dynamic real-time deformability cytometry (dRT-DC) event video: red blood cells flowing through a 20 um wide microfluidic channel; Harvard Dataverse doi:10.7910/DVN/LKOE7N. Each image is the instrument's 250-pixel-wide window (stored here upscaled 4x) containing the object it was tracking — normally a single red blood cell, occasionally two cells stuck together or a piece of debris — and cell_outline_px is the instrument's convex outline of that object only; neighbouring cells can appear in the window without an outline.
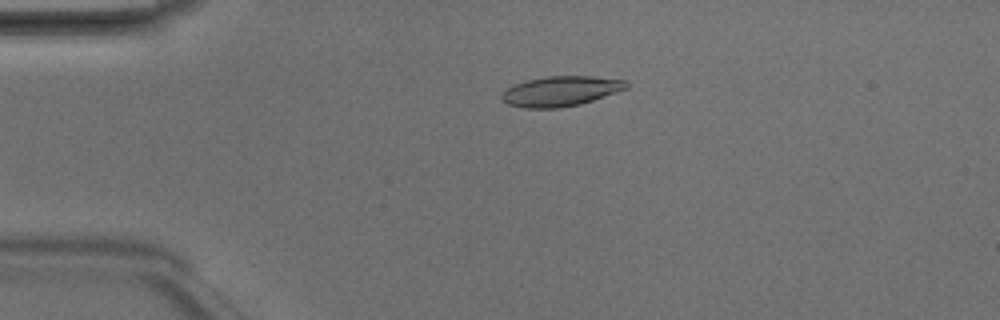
{"species": "Egyptian fruit bat (a non-hibernating species)", "species_latin": "Rousettus aegyptiacus", "temperature_condition": "room temperature", "stored_images_in_passage": 5, "camera_frame_rate_fps": 3000, "um_per_image_px": 0.085, "animal": {"sex": "male"}, "frame": {"image": 1, "passage_image": 4, "time_ms": 1.0, "image_size_px": [1000, 320], "cell_outline_px": [[628, 88], [580, 104], [556, 108], [524, 108], [508, 104], [500, 96], [508, 88], [516, 84], [528, 80], [548, 76], [592, 76], [628, 80]], "centroid_in_image_um": [47.7, 7.74], "position_along_channel_um": 37.3, "area_um2": 21.56}}